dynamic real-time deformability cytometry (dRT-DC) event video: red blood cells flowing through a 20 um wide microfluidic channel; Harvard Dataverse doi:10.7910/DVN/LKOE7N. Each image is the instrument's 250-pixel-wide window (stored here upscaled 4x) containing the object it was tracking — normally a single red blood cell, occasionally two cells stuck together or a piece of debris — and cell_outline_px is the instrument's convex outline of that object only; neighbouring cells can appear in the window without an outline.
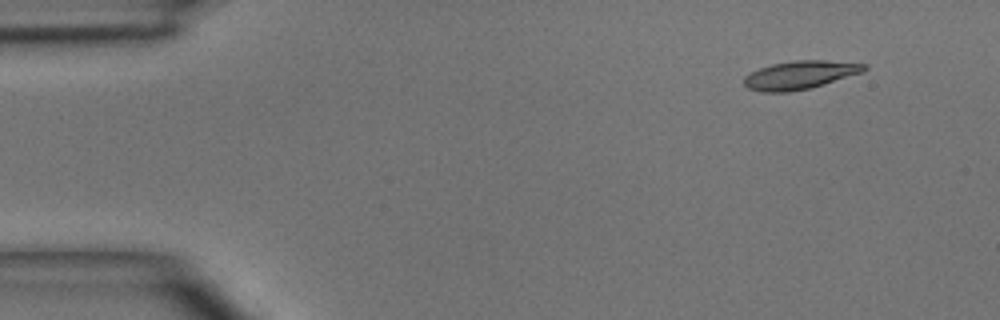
{"species": "common noctule bat (a hibernating species)", "species_latin": "Nyctalus noctula", "temperature_condition": "room temperature", "stored_images_in_passage": 4, "camera_frame_rate_fps": 3000, "um_per_image_px": 0.085, "animal": {"sex": "male", "body_mass_g": 15.6}, "frame": {"image": 1, "passage_image": 2, "time_ms": 1.333, "image_size_px": [1000, 320], "cell_outline_px": [[868, 68], [864, 72], [808, 88], [788, 92], [760, 92], [748, 88], [744, 84], [744, 76], [760, 68], [772, 64], [796, 60], [824, 60], [868, 64]], "centroid_in_image_um": [68.01, 6.37], "position_along_channel_um": 17.0, "area_um2": 19.65}}
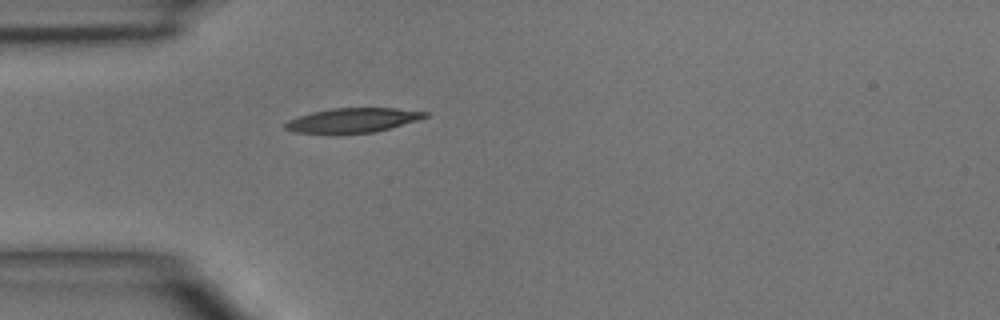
{"frame": {"image": 2, "passage_image": 4, "time_ms": 4.333, "image_size_px": [1000, 320], "cell_outline_px": [[428, 116], [416, 120], [388, 128], [372, 132], [296, 132], [284, 128], [284, 124], [288, 120], [312, 112], [332, 108], [396, 108], [428, 112]], "centroid_in_image_um": [29.99, 10.19], "position_along_channel_um": 55.0, "area_um2": 19.19}}